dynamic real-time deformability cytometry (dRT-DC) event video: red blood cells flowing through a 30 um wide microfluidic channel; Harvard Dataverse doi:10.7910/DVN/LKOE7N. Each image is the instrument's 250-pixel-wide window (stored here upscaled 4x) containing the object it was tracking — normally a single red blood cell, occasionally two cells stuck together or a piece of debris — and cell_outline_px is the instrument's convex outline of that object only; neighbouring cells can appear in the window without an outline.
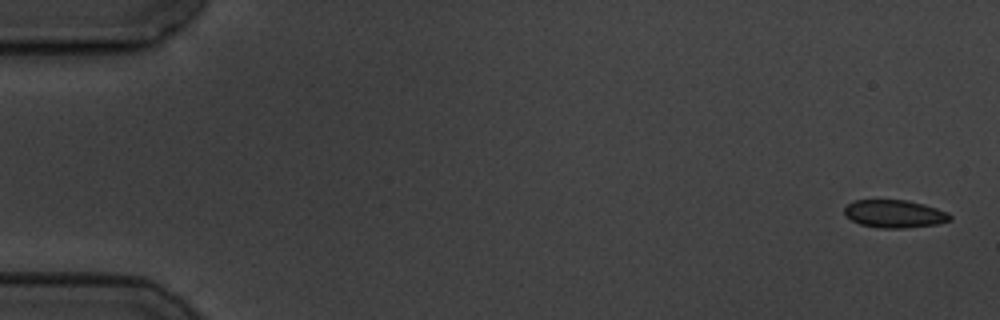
{"species": "common noctule bat (a hibernating species)", "species_latin": "Nyctalus noctula", "temperature_condition": "cold", "stored_images_in_passage": 6, "segment_of_instrument_passage": [1, 2], "camera_frame_rate_fps": 3000, "um_per_image_px": 0.085, "animal": {"sex": "male", "body_mass_g": 19.5, "forearm_length_mm": 54.6}, "frame": {"image": 1, "passage_image": 1, "time_ms": 0.0, "image_size_px": [1000, 320], "cell_outline_px": [[952, 220], [936, 224], [904, 228], [880, 228], [860, 224], [852, 220], [844, 212], [844, 208], [848, 204], [856, 200], [908, 200], [924, 204], [948, 212], [952, 216]], "centroid_in_image_um": [76.06, 18.17], "position_along_channel_um": 8.9, "area_um2": 17.05}}
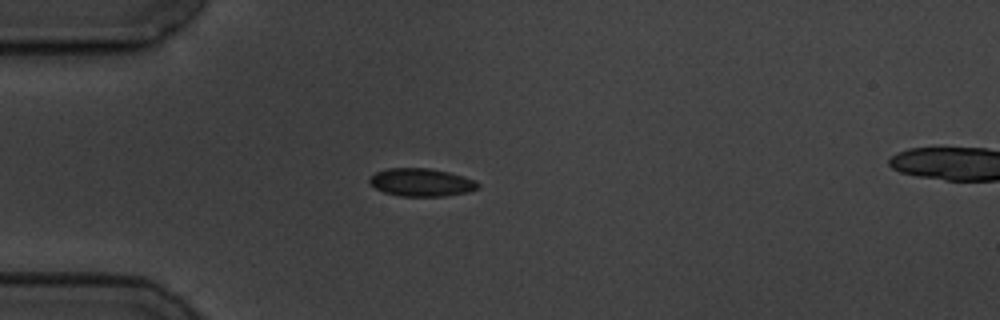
{"frame": {"image": 2, "passage_image": 5, "time_ms": 4.667, "image_size_px": [1000, 320], "cell_outline_px": [[480, 188], [468, 192], [444, 196], [400, 196], [384, 192], [376, 188], [368, 180], [376, 172], [388, 168], [428, 168], [448, 172], [464, 176], [476, 180], [480, 184]], "centroid_in_image_um": [35.86, 15.5], "position_along_channel_um": 49.1, "area_um2": 17.63}}